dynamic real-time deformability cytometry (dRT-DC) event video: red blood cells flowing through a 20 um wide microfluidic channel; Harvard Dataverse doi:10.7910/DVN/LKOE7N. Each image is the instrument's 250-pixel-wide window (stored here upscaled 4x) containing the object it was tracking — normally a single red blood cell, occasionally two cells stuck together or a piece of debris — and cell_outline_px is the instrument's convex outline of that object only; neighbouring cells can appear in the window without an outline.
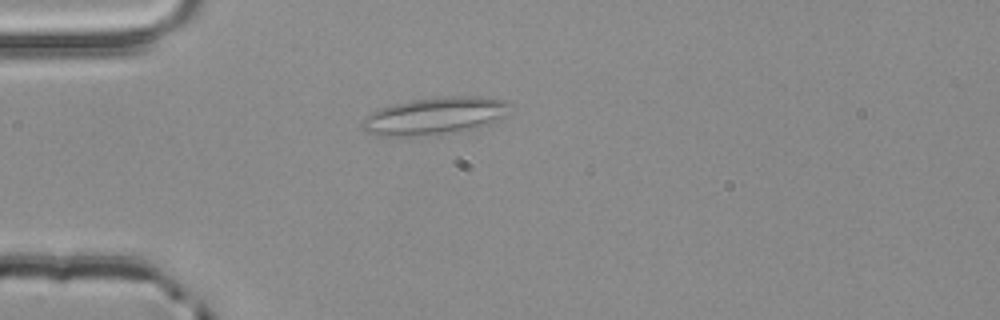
{"species": "common noctule bat (a hibernating species)", "species_latin": "Nyctalus noctula", "temperature_condition": "room temperature", "stored_images_in_passage": 3, "camera_frame_rate_fps": 3000, "um_per_image_px": 0.085, "animal": {"sex": "male", "body_mass_g": 20.4}, "frame": {"image": 1, "passage_image": 3, "time_ms": 0.667, "image_size_px": [1000, 320], "cell_outline_px": [[512, 104], [504, 116], [480, 128], [452, 132], [408, 136], [380, 136], [364, 132], [360, 128], [360, 120], [364, 116], [380, 108], [412, 100], [448, 96], [480, 96], [504, 100]], "centroid_in_image_um": [36.92, 9.86], "position_along_channel_um": 48.1, "area_um2": 32.19}}